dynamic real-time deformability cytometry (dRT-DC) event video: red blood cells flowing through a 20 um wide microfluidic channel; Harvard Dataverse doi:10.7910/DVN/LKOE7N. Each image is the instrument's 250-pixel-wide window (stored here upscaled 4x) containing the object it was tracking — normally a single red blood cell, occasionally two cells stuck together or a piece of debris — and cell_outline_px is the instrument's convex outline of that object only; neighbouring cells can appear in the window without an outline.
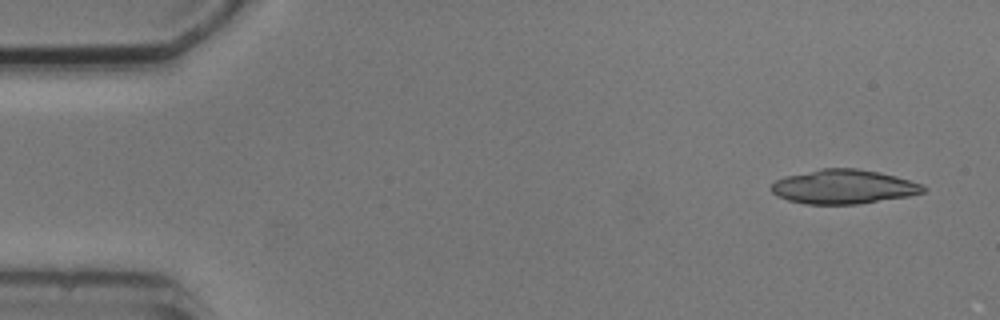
{"species": "common noctule bat (a hibernating species)", "species_latin": "Nyctalus noctula", "temperature_condition": "cold", "stored_images_in_passage": 3, "camera_frame_rate_fps": 3000, "um_per_image_px": 0.085, "animal": {"sex": "male", "body_mass_g": 20.5, "forearm_length_mm": 52.5}, "frame": {"image": 1, "passage_image": 1, "time_ms": 0.0, "image_size_px": [1000, 320], "cell_outline_px": [[928, 188], [924, 192], [908, 196], [856, 204], [804, 204], [788, 200], [776, 196], [772, 192], [772, 184], [776, 180], [784, 176], [820, 168], [856, 168], [880, 172], [896, 176], [924, 184]], "centroid_in_image_um": [71.71, 15.86], "position_along_channel_um": 13.3, "area_um2": 30.46}}